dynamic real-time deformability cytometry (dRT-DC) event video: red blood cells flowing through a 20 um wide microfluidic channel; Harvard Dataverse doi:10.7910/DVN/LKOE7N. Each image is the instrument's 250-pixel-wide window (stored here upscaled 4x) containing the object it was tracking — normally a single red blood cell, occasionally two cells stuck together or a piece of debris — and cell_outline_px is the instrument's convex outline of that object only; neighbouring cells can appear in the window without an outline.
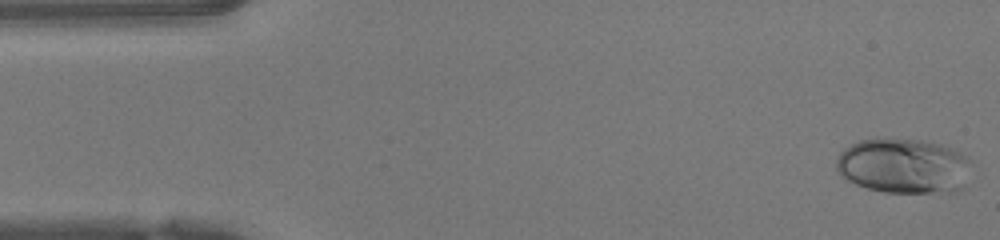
{"species": "human", "species_latin": "Homo sapiens", "temperature_condition": "warm", "stored_images_in_passage": 47, "camera_frame_rate_fps": 3000, "um_per_image_px": 0.085, "donor": {"sex": "female"}, "frame": {"image": 1, "passage_image": 1, "time_ms": 0.0, "image_size_px": [1000, 240], "cell_outline_px": [[972, 160], [940, 188], [932, 192], [884, 192], [868, 188], [856, 184], [848, 180], [836, 168], [836, 160], [840, 152], [844, 148], [860, 140], [920, 140], [940, 144], [960, 152], [968, 156]], "centroid_in_image_um": [76.51, 14.02], "position_along_channel_um": 8.5, "area_um2": 39.94}}
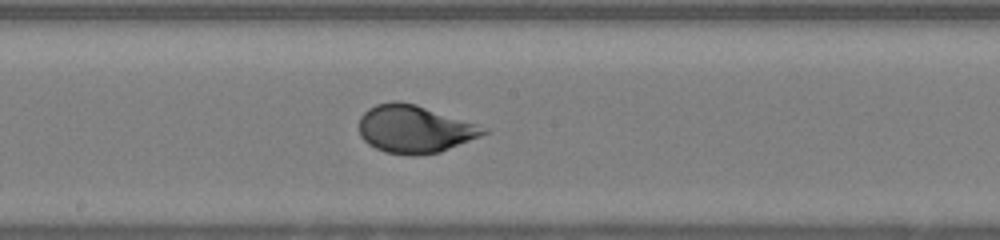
{"frame": {"image": 2, "passage_image": 24, "time_ms": 7.667, "image_size_px": [1000, 240], "cell_outline_px": [[492, 132], [440, 152], [416, 156], [412, 156], [384, 152], [368, 144], [360, 136], [360, 116], [368, 108], [376, 104], [392, 100], [400, 100], [416, 104], [488, 128]], "centroid_in_image_um": [35.24, 10.97], "position_along_channel_um": 213.0, "area_um2": 34.85}}
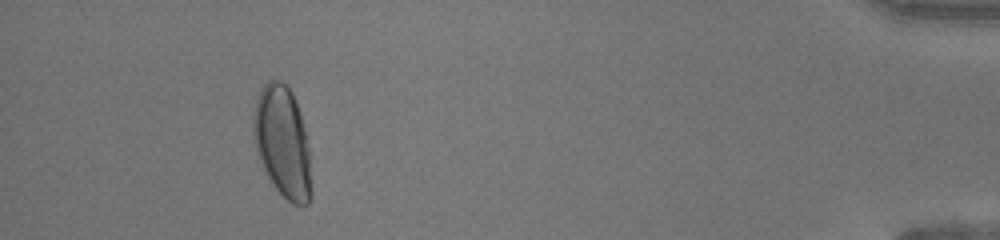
{"frame": {"image": 3, "passage_image": 43, "time_ms": 14.0, "image_size_px": [1000, 240], "cell_outline_px": [[312, 192], [308, 204], [292, 204], [272, 184], [264, 172], [256, 148], [252, 132], [252, 120], [256, 96], [264, 84], [268, 80], [280, 80], [288, 84], [292, 92], [300, 112], [308, 136]], "centroid_in_image_um": [24.02, 12.04], "position_along_channel_um": 411.2, "area_um2": 38.21}, "authors_computed_cell_mechanics": {"area_um2": 35.6048, "velocity_mm_per_s": 4.2351, "shape_relaxation_time_tau1_ms": 4.0291, "shape_relaxation_time_tau2_ms": null, "deformation_change_tau1": 0.2164, "deformation_change_tau2": null}}